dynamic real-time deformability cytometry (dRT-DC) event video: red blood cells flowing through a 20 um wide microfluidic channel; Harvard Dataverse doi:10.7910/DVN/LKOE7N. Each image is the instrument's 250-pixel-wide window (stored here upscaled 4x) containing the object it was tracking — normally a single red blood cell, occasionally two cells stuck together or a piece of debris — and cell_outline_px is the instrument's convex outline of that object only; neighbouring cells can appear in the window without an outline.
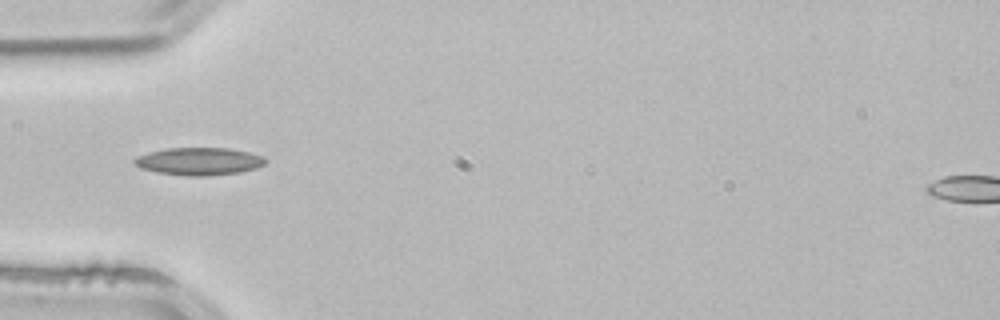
{"species": "common noctule bat (a hibernating species)", "species_latin": "Nyctalus noctula", "temperature_condition": "room temperature", "stored_images_in_passage": 18, "camera_frame_rate_fps": 3000, "um_per_image_px": 0.085, "animal": {"sex": "male", "body_mass_g": 21.5, "forearm_length_mm": 52.0}, "frame": {"image": 1, "passage_image": 6, "time_ms": 1.667, "image_size_px": [1000, 320], "cell_outline_px": [[268, 160], [264, 164], [256, 168], [240, 172], [208, 176], [188, 176], [156, 172], [140, 168], [132, 164], [132, 160], [136, 156], [148, 152], [168, 148], [228, 148], [248, 152], [264, 156]], "centroid_in_image_um": [16.89, 13.71], "position_along_channel_um": 68.1, "area_um2": 21.27}}